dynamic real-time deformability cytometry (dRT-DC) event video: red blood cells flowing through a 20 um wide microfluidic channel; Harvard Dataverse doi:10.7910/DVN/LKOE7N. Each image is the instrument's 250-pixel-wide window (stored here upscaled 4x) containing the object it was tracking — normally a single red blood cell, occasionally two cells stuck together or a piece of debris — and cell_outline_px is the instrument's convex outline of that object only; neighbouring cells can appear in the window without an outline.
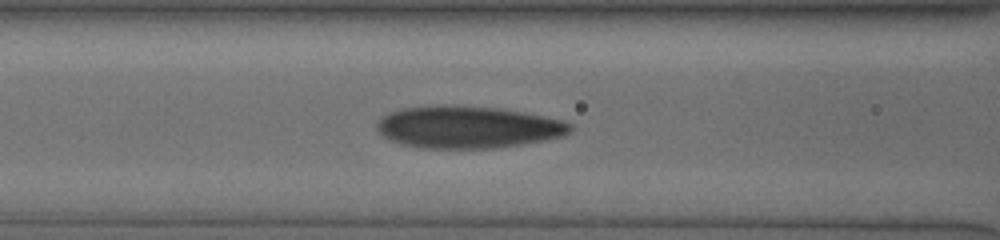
{"species": "human", "species_latin": "Homo sapiens", "temperature_condition": "cold", "stored_images_in_passage": 39, "camera_frame_rate_fps": 3000, "um_per_image_px": 0.085, "donor": {"sex": "male"}, "frame": {"image": 1, "passage_image": 10, "time_ms": 3.0, "image_size_px": [1000, 240], "cell_outline_px": [[572, 132], [564, 136], [544, 140], [520, 144], [492, 148], [420, 148], [400, 144], [388, 140], [376, 128], [376, 124], [380, 116], [388, 112], [404, 108], [500, 108], [524, 112], [564, 120], [572, 124]], "centroid_in_image_um": [39.79, 10.85], "position_along_channel_um": 126.8, "area_um2": 46.53}}
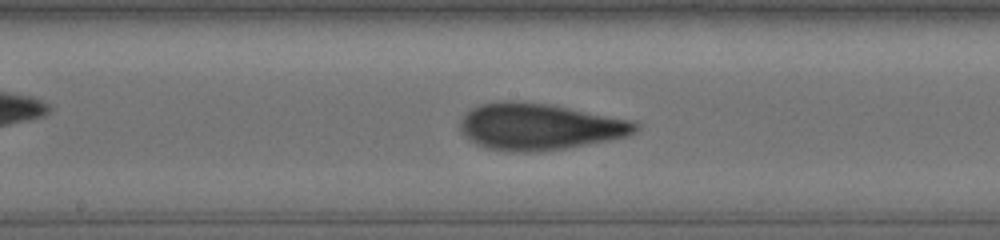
{"frame": {"image": 2, "passage_image": 15, "time_ms": 4.667, "image_size_px": [1000, 240], "cell_outline_px": [[640, 128], [636, 132], [628, 136], [608, 140], [564, 148], [528, 152], [512, 152], [484, 148], [468, 140], [464, 136], [460, 128], [460, 120], [472, 108], [480, 104], [504, 100], [512, 100], [552, 104], [636, 120], [640, 124]], "centroid_in_image_um": [45.88, 10.75], "position_along_channel_um": 202.3, "area_um2": 48.15}}
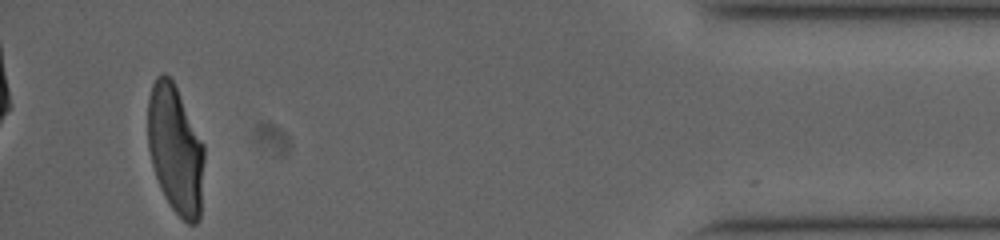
{"frame": {"image": 3, "passage_image": 37, "time_ms": 12.0, "image_size_px": [1000, 240], "cell_outline_px": [[204, 160], [200, 220], [196, 224], [188, 224], [172, 208], [164, 196], [160, 188], [152, 164], [148, 148], [148, 100], [152, 84], [156, 76], [160, 72], [164, 72], [172, 80], [204, 144]], "centroid_in_image_um": [14.91, 12.72], "position_along_channel_um": 420.3, "area_um2": 42.25}, "authors_computed_cell_mechanics": {"area_um2": 44.795, "velocity_mm_per_s": 3.7592, "shape_relaxation_time_tau1_ms": 3.501, "shape_relaxation_time_tau2_ms": 0.5274, "deformation_change_tau1": 0.1641, "deformation_change_tau2": 0.0652}}